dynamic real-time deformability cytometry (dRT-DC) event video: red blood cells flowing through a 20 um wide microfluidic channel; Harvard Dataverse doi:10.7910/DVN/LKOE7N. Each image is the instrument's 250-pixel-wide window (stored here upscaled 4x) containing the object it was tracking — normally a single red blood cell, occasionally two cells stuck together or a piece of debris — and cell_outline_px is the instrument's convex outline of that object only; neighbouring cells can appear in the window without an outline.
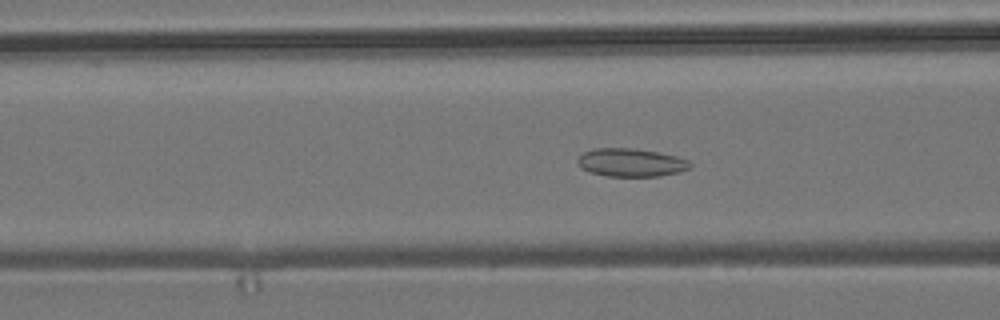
{"species": "common noctule bat (a hibernating species)", "species_latin": "Nyctalus noctula", "temperature_condition": "room temperature", "stored_images_in_passage": 55, "camera_frame_rate_fps": 3000, "um_per_image_px": 0.085, "animal": {"sex": "male", "body_mass_g": 19.2, "forearm_length_mm": 51.8}, "frame": {"image": 1, "passage_image": 21, "time_ms": 6.667, "image_size_px": [1000, 320], "cell_outline_px": [[692, 168], [680, 172], [660, 176], [608, 176], [588, 172], [580, 168], [576, 160], [584, 152], [592, 148], [632, 148], [656, 152], [676, 156], [688, 160], [692, 164]], "centroid_in_image_um": [53.63, 13.82], "position_along_channel_um": 113.0, "area_um2": 18.61}}
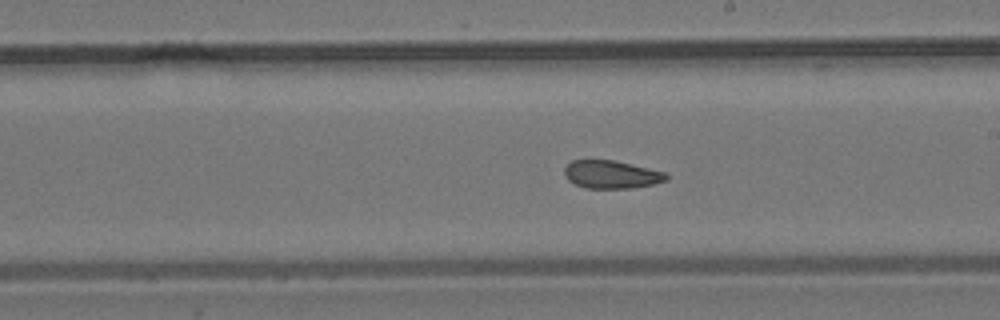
{"frame": {"image": 2, "passage_image": 31, "time_ms": 10.0, "image_size_px": [1000, 320], "cell_outline_px": [[668, 180], [652, 184], [632, 188], [584, 188], [568, 180], [564, 176], [564, 168], [572, 160], [612, 160], [648, 168], [664, 172], [668, 176]], "centroid_in_image_um": [51.94, 14.83], "position_along_channel_um": 237.1, "area_um2": 16.47}}
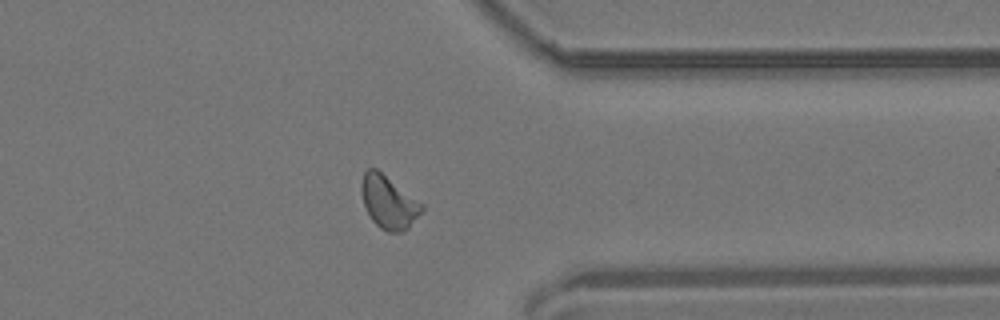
{"frame": {"image": 3, "passage_image": 43, "time_ms": 14.0, "image_size_px": [1000, 320], "cell_outline_px": [[424, 208], [408, 228], [404, 232], [388, 232], [380, 228], [372, 220], [364, 204], [360, 188], [360, 184], [364, 172], [368, 168], [376, 168], [424, 204]], "centroid_in_image_um": [33.03, 17.18], "position_along_channel_um": 378.4, "area_um2": 18.55}, "authors_computed_cell_mechanics": {"area_um2": 18.207, "velocity_mm_per_s": 3.7172, "shape_relaxation_time_tau1_ms": null, "shape_relaxation_time_tau2_ms": 2.4454, "deformation_change_tau1": null, "deformation_change_tau2": 0.0862}}